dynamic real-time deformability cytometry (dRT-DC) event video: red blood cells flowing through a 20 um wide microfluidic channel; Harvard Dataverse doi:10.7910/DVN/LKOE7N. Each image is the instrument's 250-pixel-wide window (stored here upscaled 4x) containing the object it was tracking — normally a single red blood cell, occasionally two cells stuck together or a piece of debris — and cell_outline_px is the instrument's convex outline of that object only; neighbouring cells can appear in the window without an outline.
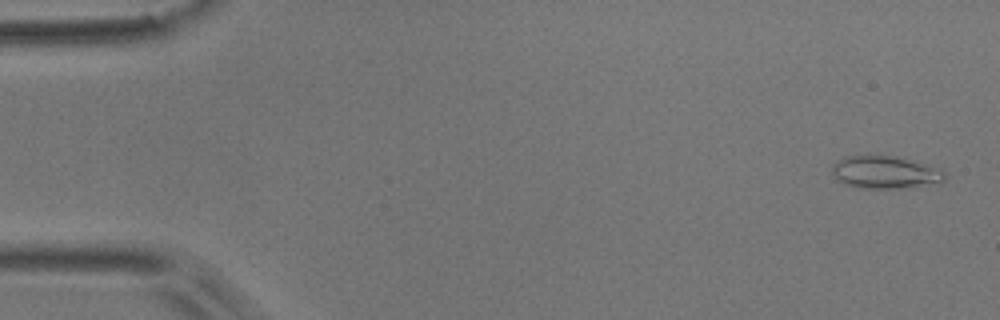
{"species": "common noctule bat (a hibernating species)", "species_latin": "Nyctalus noctula", "temperature_condition": "room temperature", "stored_images_in_passage": 2, "camera_frame_rate_fps": 3000, "um_per_image_px": 0.085, "animal": {"sex": "male", "body_mass_g": 17.9}, "frame": {"image": 1, "passage_image": 2, "time_ms": 0.333, "image_size_px": [1000, 320], "cell_outline_px": [[944, 180], [896, 188], [860, 188], [844, 184], [832, 176], [832, 164], [836, 160], [844, 156], [896, 156], [912, 160], [944, 172]], "centroid_in_image_um": [75.07, 14.63], "position_along_channel_um": 9.9, "area_um2": 20.75}}